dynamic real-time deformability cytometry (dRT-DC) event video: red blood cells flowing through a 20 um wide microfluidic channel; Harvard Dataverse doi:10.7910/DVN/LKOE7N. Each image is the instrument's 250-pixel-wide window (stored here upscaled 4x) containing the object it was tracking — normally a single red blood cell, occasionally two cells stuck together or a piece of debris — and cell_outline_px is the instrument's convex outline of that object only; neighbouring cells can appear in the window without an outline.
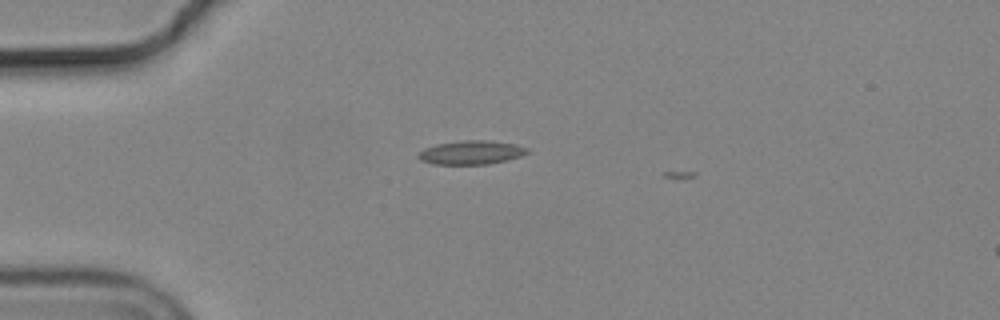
{"species": "common noctule bat (a hibernating species)", "species_latin": "Nyctalus noctula", "temperature_condition": "cold", "stored_images_in_passage": 10, "camera_frame_rate_fps": 3000, "um_per_image_px": 0.085, "animal": {"sex": "male", "body_mass_g": 19.2, "forearm_length_mm": 51.8}, "frame": {"image": 1, "passage_image": 9, "time_ms": 2.667, "image_size_px": [1000, 320], "cell_outline_px": [[528, 152], [520, 156], [508, 160], [488, 164], [432, 164], [420, 160], [416, 156], [424, 148], [436, 144], [464, 140], [484, 140], [516, 144], [528, 148]], "centroid_in_image_um": [40.03, 12.96], "position_along_channel_um": 45.0, "area_um2": 15.09}}